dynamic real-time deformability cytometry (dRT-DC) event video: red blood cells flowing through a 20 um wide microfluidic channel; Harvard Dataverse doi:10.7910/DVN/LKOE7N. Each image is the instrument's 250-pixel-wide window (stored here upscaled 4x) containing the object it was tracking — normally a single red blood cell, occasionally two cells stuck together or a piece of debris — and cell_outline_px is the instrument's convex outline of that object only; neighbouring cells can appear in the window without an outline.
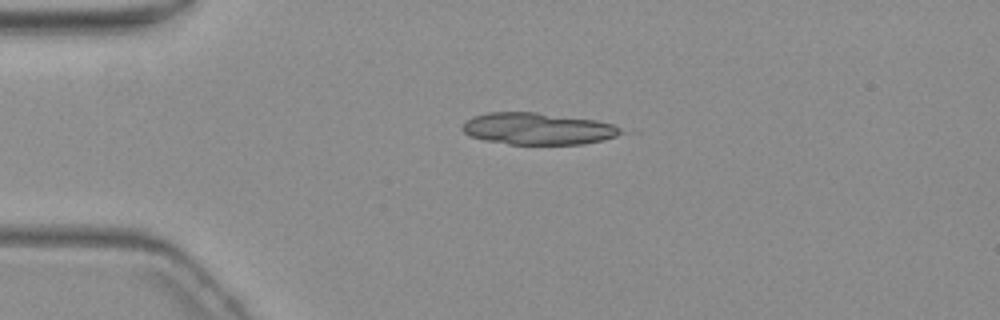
{"species": "common noctule bat (a hibernating species)", "species_latin": "Nyctalus noctula", "temperature_condition": "warm", "stored_images_in_passage": 2, "camera_frame_rate_fps": 3000, "um_per_image_px": 0.085, "animal": {"sex": "female", "body_mass_g": 19.3, "forearm_length_mm": 54.1}, "frame": {"image": 1, "passage_image": 1, "time_ms": 0.0, "image_size_px": [1000, 320], "cell_outline_px": [[624, 132], [616, 136], [584, 144], [508, 144], [484, 140], [468, 136], [460, 128], [472, 116], [488, 112], [536, 112], [596, 120], [612, 124], [620, 128]], "centroid_in_image_um": [45.67, 10.94], "position_along_channel_um": 39.3, "area_um2": 29.36}}